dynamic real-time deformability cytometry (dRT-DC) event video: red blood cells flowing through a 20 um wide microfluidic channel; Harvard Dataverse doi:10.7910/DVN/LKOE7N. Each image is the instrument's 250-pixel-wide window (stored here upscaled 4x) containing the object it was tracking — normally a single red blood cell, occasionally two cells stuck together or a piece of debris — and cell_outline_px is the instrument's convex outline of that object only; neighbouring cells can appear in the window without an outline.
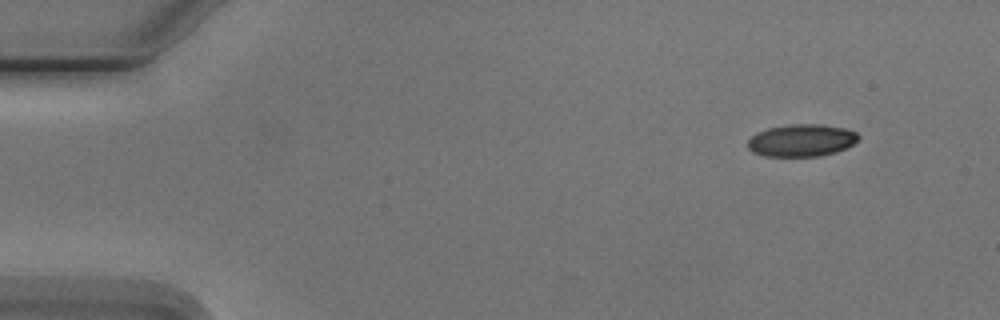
{"species": "Egyptian fruit bat (a non-hibernating species)", "species_latin": "Rousettus aegyptiacus", "temperature_condition": "cold", "stored_images_in_passage": 5, "camera_frame_rate_fps": 3000, "um_per_image_px": 0.085, "animal": {"sex": "male"}, "frame": {"image": 1, "passage_image": 1, "time_ms": 0.0, "image_size_px": [1000, 320], "cell_outline_px": [[860, 136], [852, 144], [836, 152], [820, 156], [764, 156], [752, 152], [748, 148], [748, 140], [756, 132], [768, 128], [792, 124], [820, 124], [844, 128], [856, 132]], "centroid_in_image_um": [68.1, 11.93], "position_along_channel_um": 16.9, "area_um2": 20.75}}